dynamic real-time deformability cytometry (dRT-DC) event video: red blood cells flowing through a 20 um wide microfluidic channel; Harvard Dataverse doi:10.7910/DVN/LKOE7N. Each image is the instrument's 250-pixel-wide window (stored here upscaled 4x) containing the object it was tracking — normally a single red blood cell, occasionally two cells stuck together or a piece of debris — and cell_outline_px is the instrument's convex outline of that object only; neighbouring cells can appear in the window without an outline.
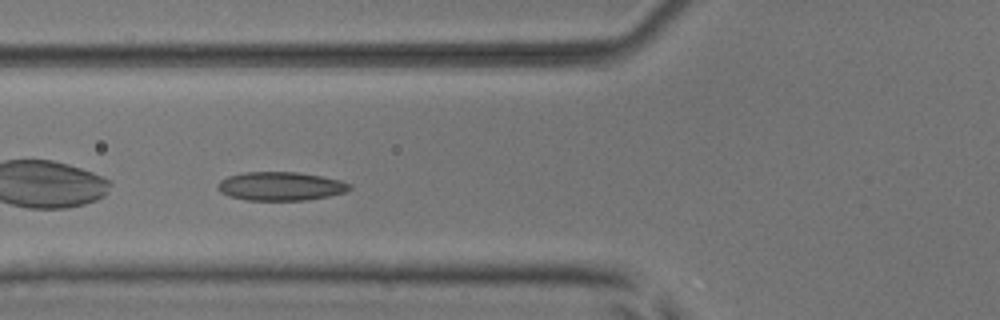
{"species": "common noctule bat (a hibernating species)", "species_latin": "Nyctalus noctula", "temperature_condition": "room temperature", "stored_images_in_passage": 8, "camera_frame_rate_fps": 3000, "um_per_image_px": 0.085, "animal": {"sex": "male", "body_mass_g": 17.9, "forearm_length_mm": 54.2}, "frame": {"image": 1, "passage_image": 4, "time_ms": 3.667, "image_size_px": [1000, 320], "cell_outline_px": [[352, 188], [344, 192], [328, 196], [304, 200], [244, 200], [228, 196], [220, 192], [216, 188], [220, 180], [228, 176], [244, 172], [296, 172], [320, 176], [340, 180], [352, 184]], "centroid_in_image_um": [23.82, 15.83], "position_along_channel_um": 102.0, "area_um2": 22.02}}
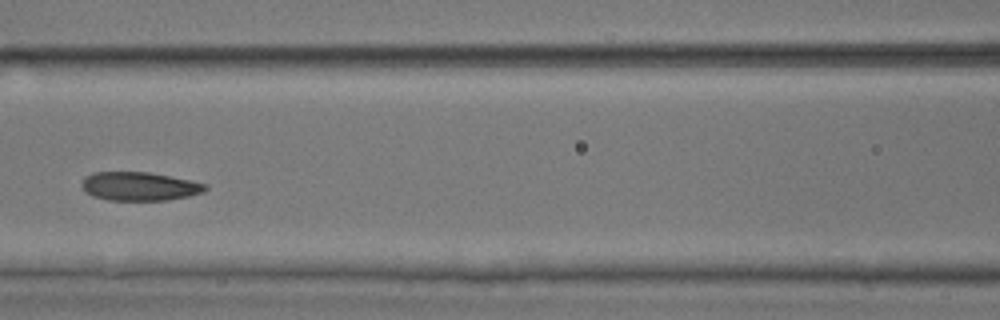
{"frame": {"image": 2, "passage_image": 5, "time_ms": 5.0, "image_size_px": [1000, 320], "cell_outline_px": [[208, 188], [204, 192], [188, 196], [168, 200], [108, 200], [92, 196], [84, 192], [80, 184], [84, 176], [92, 172], [148, 172], [192, 180], [208, 184]], "centroid_in_image_um": [11.83, 15.83], "position_along_channel_um": 154.8, "area_um2": 20.92}}